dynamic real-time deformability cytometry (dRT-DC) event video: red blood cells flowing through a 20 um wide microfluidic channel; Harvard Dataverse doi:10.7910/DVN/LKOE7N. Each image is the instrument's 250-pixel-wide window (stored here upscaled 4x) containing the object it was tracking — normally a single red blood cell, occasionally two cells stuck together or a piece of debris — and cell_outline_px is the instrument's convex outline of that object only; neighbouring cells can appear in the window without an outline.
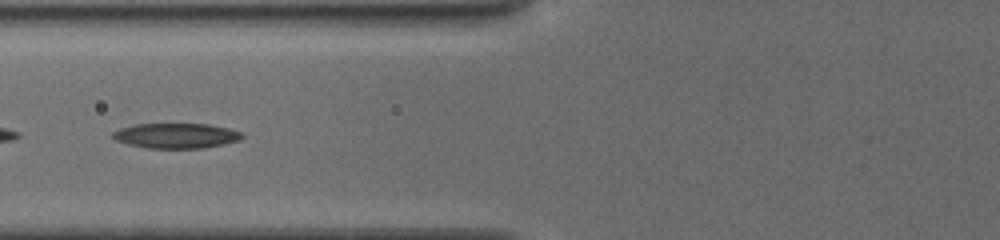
{"species": "common noctule bat (a hibernating species)", "species_latin": "Nyctalus noctula", "temperature_condition": "cold", "stored_images_in_passage": 10, "camera_frame_rate_fps": 3000, "um_per_image_px": 0.085, "animal": {"sex": "female", "body_mass_g": 19.5, "forearm_length_mm": 54.1}, "frame": {"image": 1, "passage_image": 9, "time_ms": 1.667, "image_size_px": [1000, 240], "cell_outline_px": [[244, 136], [240, 140], [224, 144], [204, 148], [148, 148], [128, 144], [116, 140], [112, 136], [112, 132], [120, 128], [136, 124], [208, 124], [228, 128], [244, 132]], "centroid_in_image_um": [15.01, 11.53], "position_along_channel_um": 110.8, "area_um2": 18.96}}